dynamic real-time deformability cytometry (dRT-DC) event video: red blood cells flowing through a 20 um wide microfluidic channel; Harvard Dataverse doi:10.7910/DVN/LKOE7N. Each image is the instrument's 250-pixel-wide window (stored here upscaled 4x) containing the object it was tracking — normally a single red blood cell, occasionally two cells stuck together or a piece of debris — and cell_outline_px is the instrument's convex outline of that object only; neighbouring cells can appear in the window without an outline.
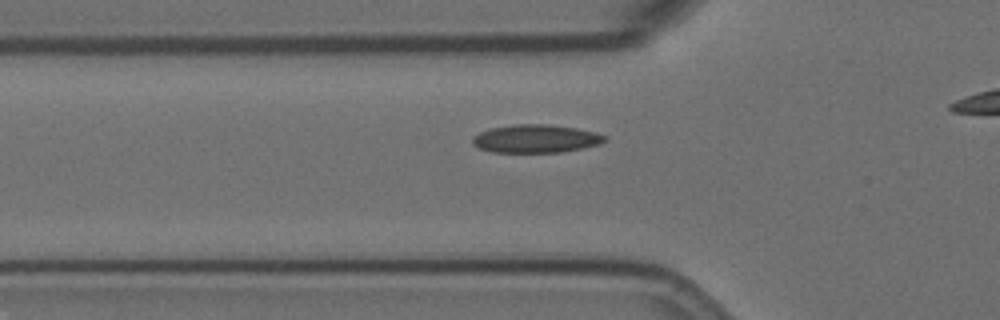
{"species": "Egyptian fruit bat (a non-hibernating species)", "species_latin": "Rousettus aegyptiacus", "temperature_condition": "room temperature", "stored_images_in_passage": 32, "camera_frame_rate_fps": 3000, "um_per_image_px": 0.085, "animal": {"sex": "female"}, "frame": {"image": 1, "passage_image": 4, "time_ms": 1.0, "image_size_px": [1000, 320], "cell_outline_px": [[608, 140], [600, 144], [560, 152], [492, 152], [480, 148], [472, 144], [472, 136], [480, 132], [492, 128], [512, 124], [548, 124], [576, 128], [596, 132], [604, 136]], "centroid_in_image_um": [45.53, 11.78], "position_along_channel_um": 80.3, "area_um2": 21.62}}
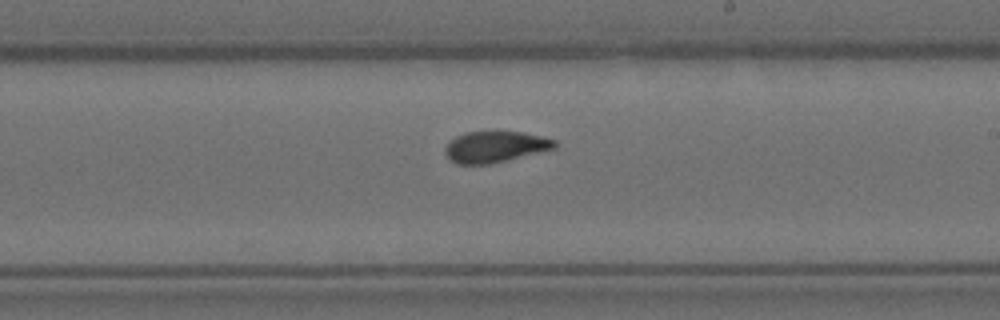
{"frame": {"image": 2, "passage_image": 18, "time_ms": 5.667, "image_size_px": [1000, 320], "cell_outline_px": [[556, 148], [488, 164], [456, 164], [448, 160], [444, 152], [444, 148], [456, 136], [464, 132], [496, 128], [524, 132], [544, 136], [556, 140]], "centroid_in_image_um": [42.07, 12.42], "position_along_channel_um": 246.9, "area_um2": 20.69}}
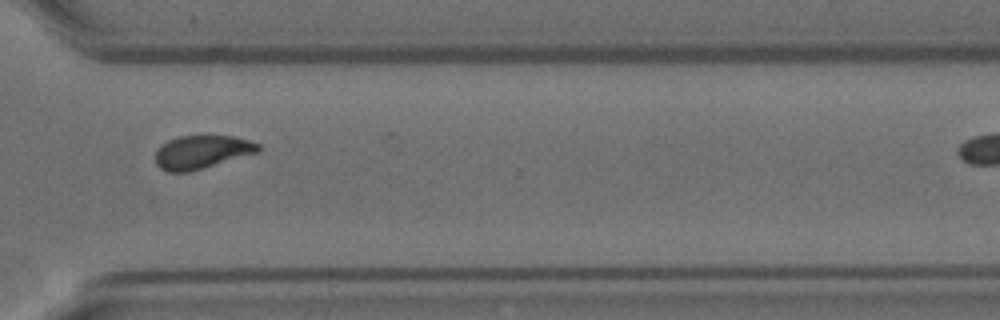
{"frame": {"image": 3, "passage_image": 27, "time_ms": 8.667, "image_size_px": [1000, 320], "cell_outline_px": [[260, 152], [188, 172], [168, 172], [160, 168], [156, 164], [156, 152], [168, 140], [180, 136], [232, 136], [248, 140], [260, 144]], "centroid_in_image_um": [17.18, 12.93], "position_along_channel_um": 353.4, "area_um2": 19.77}}